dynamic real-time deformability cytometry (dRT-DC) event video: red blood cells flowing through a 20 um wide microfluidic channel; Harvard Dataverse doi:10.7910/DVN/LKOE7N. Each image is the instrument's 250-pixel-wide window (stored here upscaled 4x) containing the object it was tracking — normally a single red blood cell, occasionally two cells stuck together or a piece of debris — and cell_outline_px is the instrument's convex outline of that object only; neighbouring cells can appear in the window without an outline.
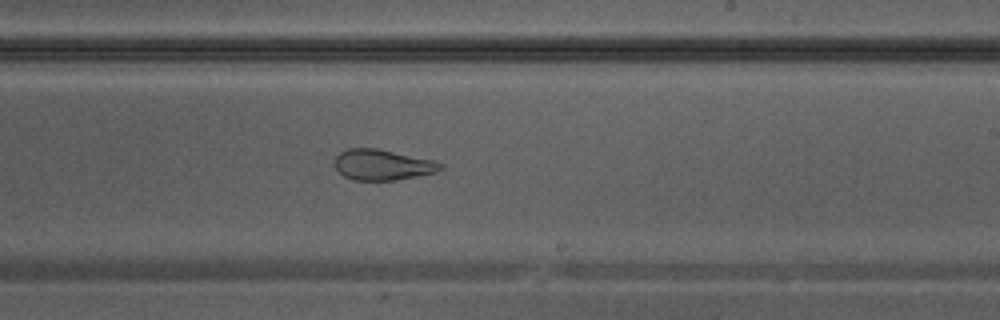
{"species": "Egyptian fruit bat (a non-hibernating species)", "species_latin": "Rousettus aegyptiacus", "temperature_condition": "warm", "stored_images_in_passage": 39, "camera_frame_rate_fps": 3000, "um_per_image_px": 0.085, "animal": {"sex": "male"}, "frame": {"image": 1, "passage_image": 23, "time_ms": 7.333, "image_size_px": [1000, 320], "cell_outline_px": [[444, 168], [436, 172], [396, 180], [352, 180], [344, 176], [332, 164], [332, 160], [340, 152], [348, 148], [376, 148], [432, 160], [444, 164]], "centroid_in_image_um": [32.47, 14.01], "position_along_channel_um": 256.5, "area_um2": 18.96}}